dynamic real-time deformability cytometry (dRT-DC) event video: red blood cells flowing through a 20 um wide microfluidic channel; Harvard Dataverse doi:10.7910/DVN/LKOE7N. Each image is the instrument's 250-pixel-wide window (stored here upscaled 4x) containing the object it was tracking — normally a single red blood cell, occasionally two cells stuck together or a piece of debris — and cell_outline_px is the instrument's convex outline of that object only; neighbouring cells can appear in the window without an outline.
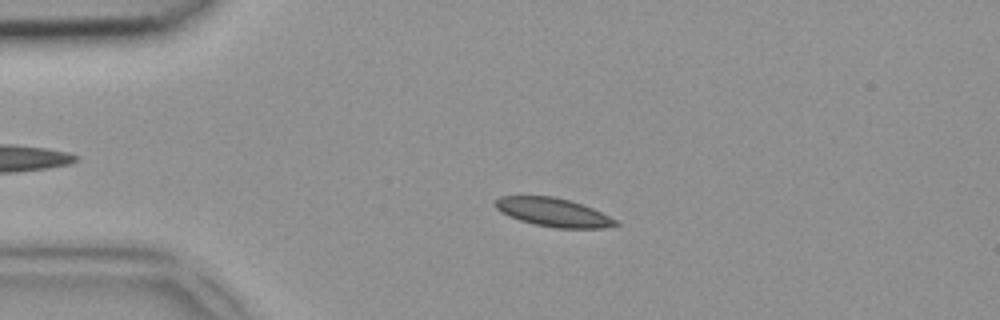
{"species": "common noctule bat (a hibernating species)", "species_latin": "Nyctalus noctula", "temperature_condition": "room temperature", "stored_images_in_passage": 47, "camera_frame_rate_fps": 3000, "um_per_image_px": 0.085, "animal": {"sex": "female", "body_mass_g": 18.4}, "frame": {"image": 1, "passage_image": 10, "time_ms": 3.0, "image_size_px": [1000, 320], "cell_outline_px": [[620, 224], [604, 228], [556, 228], [532, 224], [508, 216], [500, 212], [496, 208], [496, 200], [500, 196], [552, 196], [568, 200], [592, 208], [616, 220]], "centroid_in_image_um": [47.0, 18.05], "position_along_channel_um": 38.0, "area_um2": 19.83}}
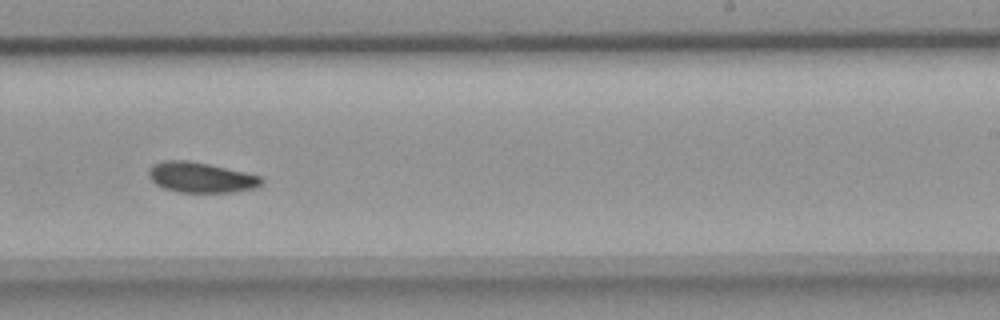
{"frame": {"image": 2, "passage_image": 29, "time_ms": 9.333, "image_size_px": [1000, 320], "cell_outline_px": [[264, 184], [256, 188], [232, 192], [176, 192], [164, 188], [156, 184], [148, 176], [148, 172], [152, 164], [164, 160], [188, 160], [208, 164], [244, 172], [260, 176], [264, 180]], "centroid_in_image_um": [17.08, 15.08], "position_along_channel_um": 271.9, "area_um2": 20.0}}
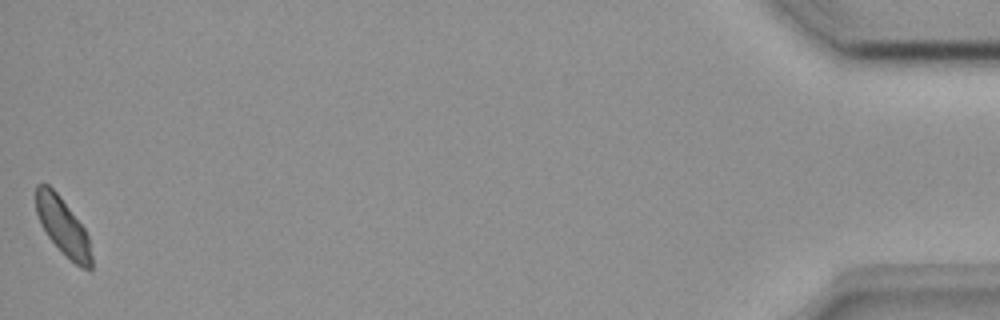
{"frame": {"image": 3, "passage_image": 47, "time_ms": 15.333, "image_size_px": [1000, 320], "cell_outline_px": [[92, 268], [80, 268], [48, 236], [40, 224], [36, 212], [36, 184], [48, 184], [60, 196], [84, 228], [88, 236], [92, 256]], "centroid_in_image_um": [5.34, 19.22], "position_along_channel_um": 429.9, "area_um2": 18.09}}